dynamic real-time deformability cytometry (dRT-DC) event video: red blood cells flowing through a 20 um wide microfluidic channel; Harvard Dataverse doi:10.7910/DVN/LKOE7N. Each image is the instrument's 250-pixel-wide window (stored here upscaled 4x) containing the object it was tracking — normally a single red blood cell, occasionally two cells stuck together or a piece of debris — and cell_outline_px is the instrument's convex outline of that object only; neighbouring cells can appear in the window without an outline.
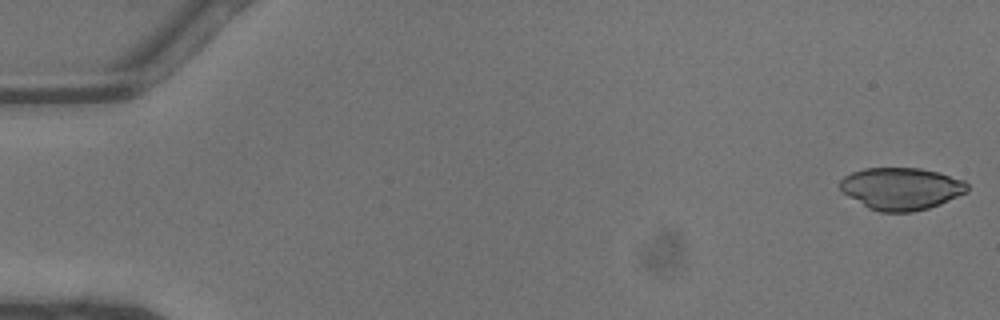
{"species": "common noctule bat (a hibernating species)", "species_latin": "Nyctalus noctula", "temperature_condition": "warm", "stored_images_in_passage": 46, "camera_frame_rate_fps": 3000, "um_per_image_px": 0.085, "animal": {"sex": "male", "body_mass_g": 13.3}, "frame": {"image": 1, "passage_image": 1, "time_ms": 0.0, "image_size_px": [1000, 320], "cell_outline_px": [[968, 192], [940, 204], [928, 208], [912, 212], [880, 212], [868, 208], [840, 192], [840, 180], [844, 176], [852, 172], [864, 168], [920, 168], [940, 172], [964, 180], [968, 184]], "centroid_in_image_um": [76.6, 16.03], "position_along_channel_um": 8.4, "area_um2": 31.62}}
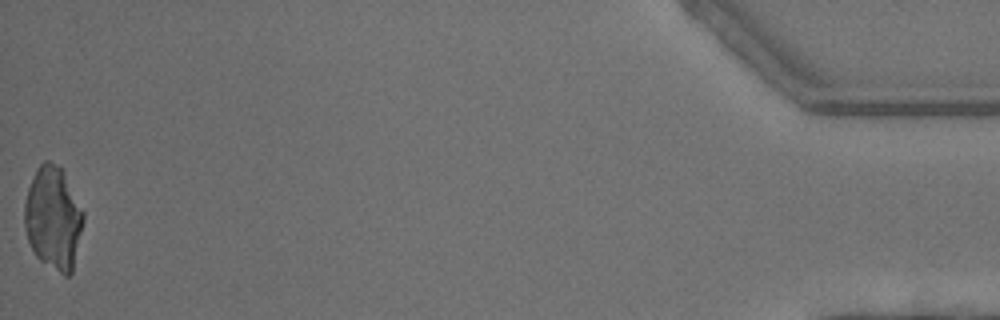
{"frame": {"image": 2, "passage_image": 46, "time_ms": 15.0, "image_size_px": [1000, 320], "cell_outline_px": [[84, 220], [72, 272], [68, 276], [64, 276], [40, 260], [36, 256], [28, 240], [24, 228], [24, 204], [28, 188], [36, 168], [44, 160], [48, 160], [64, 168], [84, 212]], "centroid_in_image_um": [4.53, 18.49], "position_along_channel_um": 430.7, "area_um2": 35.78}}